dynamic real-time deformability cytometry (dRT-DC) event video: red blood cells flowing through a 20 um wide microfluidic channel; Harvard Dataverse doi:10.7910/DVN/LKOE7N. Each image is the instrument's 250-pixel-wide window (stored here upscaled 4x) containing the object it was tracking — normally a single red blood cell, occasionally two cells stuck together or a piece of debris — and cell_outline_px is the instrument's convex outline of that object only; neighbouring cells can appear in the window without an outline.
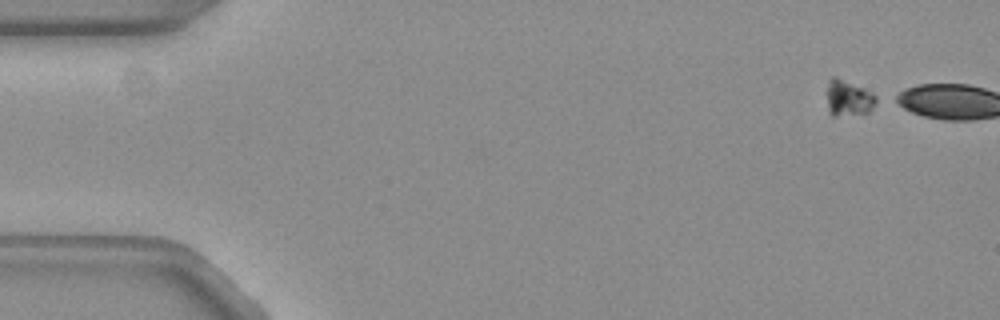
{"species": "common noctule bat (a hibernating species)", "species_latin": "Nyctalus noctula", "temperature_condition": "warm", "stored_images_in_passage": 3, "camera_frame_rate_fps": 3000, "um_per_image_px": 0.085, "animal": {"sex": "female", "body_mass_g": 19.3, "forearm_length_mm": 54.1}, "frame": {"image": 1, "passage_image": 1, "time_ms": 0.0, "image_size_px": [1000, 320], "cell_outline_px": [[884, 100], [868, 112], [836, 116], [832, 116], [828, 112], [828, 80], [832, 76], [836, 76], [872, 92], [880, 96]], "centroid_in_image_um": [72.22, 8.34], "position_along_channel_um": 12.8, "area_um2": 10.69}}